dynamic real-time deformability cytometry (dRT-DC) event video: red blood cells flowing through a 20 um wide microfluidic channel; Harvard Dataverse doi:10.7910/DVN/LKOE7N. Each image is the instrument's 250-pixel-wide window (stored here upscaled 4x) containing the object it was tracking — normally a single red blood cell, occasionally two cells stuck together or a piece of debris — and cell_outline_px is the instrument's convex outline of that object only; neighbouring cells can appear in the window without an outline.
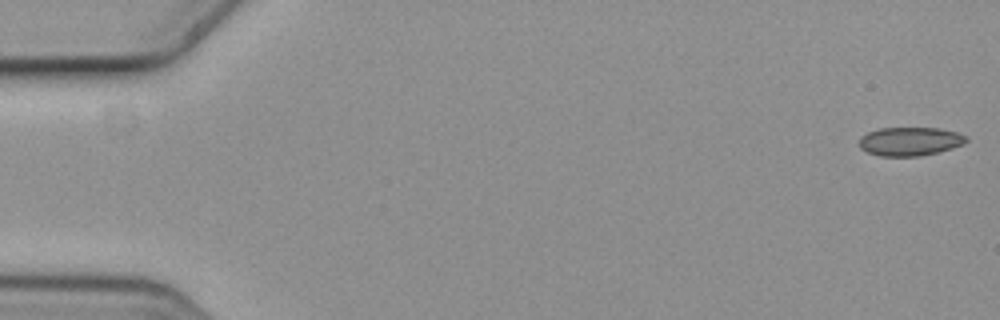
{"species": "common noctule bat (a hibernating species)", "species_latin": "Nyctalus noctula", "temperature_condition": "cold", "stored_images_in_passage": 6, "camera_frame_rate_fps": 3000, "um_per_image_px": 0.085, "animal": {"sex": "female", "body_mass_g": 19.3, "forearm_length_mm": 54.1}, "frame": {"image": 1, "passage_image": 1, "time_ms": 0.0, "image_size_px": [1000, 320], "cell_outline_px": [[968, 140], [964, 144], [952, 148], [920, 156], [880, 156], [868, 152], [860, 148], [860, 136], [868, 132], [880, 128], [940, 128], [960, 132], [968, 136]], "centroid_in_image_um": [77.39, 12.01], "position_along_channel_um": 7.6, "area_um2": 17.98}}
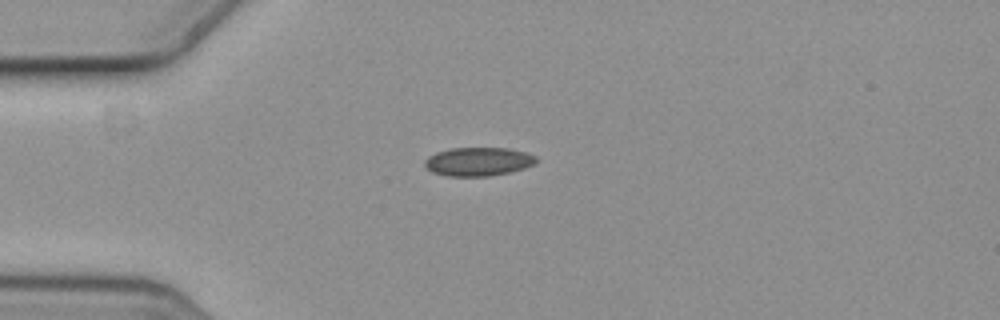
{"frame": {"image": 2, "passage_image": 5, "time_ms": 1.333, "image_size_px": [1000, 320], "cell_outline_px": [[540, 160], [536, 164], [524, 168], [508, 172], [488, 176], [448, 176], [432, 172], [424, 164], [424, 160], [428, 156], [436, 152], [448, 148], [508, 148], [528, 152], [536, 156]], "centroid_in_image_um": [40.69, 13.72], "position_along_channel_um": 44.3, "area_um2": 18.79}}